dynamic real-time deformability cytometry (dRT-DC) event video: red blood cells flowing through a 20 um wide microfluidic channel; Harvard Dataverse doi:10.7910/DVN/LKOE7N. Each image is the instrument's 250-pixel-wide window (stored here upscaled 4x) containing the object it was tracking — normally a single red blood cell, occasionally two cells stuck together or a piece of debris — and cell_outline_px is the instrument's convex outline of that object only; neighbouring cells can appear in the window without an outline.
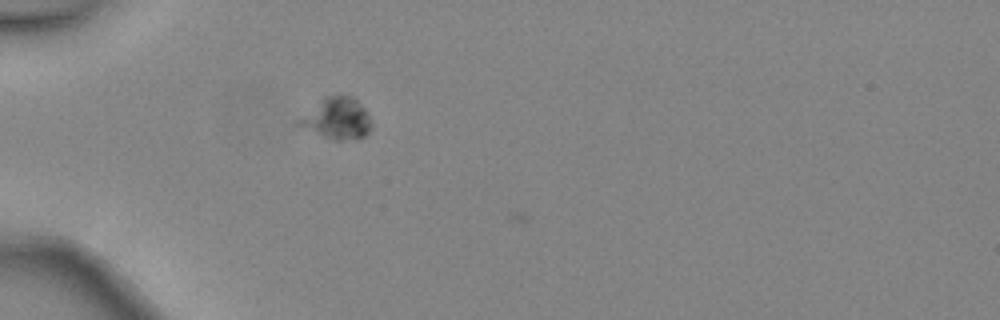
{"species": "common noctule bat (a hibernating species)", "species_latin": "Nyctalus noctula", "temperature_condition": "warm", "stored_images_in_passage": 2, "camera_frame_rate_fps": 3000, "um_per_image_px": 0.085, "animal": {"sex": "female", "body_mass_g": 24.6, "forearm_length_mm": 56.2}, "frame": {"image": 1, "passage_image": 2, "time_ms": 0.333, "image_size_px": [1000, 320], "cell_outline_px": [[372, 128], [360, 140], [336, 140], [324, 136], [296, 124], [296, 120], [324, 96], [352, 96], [368, 112], [372, 124]], "centroid_in_image_um": [28.67, 10.08], "position_along_channel_um": 56.3, "area_um2": 17.46}}